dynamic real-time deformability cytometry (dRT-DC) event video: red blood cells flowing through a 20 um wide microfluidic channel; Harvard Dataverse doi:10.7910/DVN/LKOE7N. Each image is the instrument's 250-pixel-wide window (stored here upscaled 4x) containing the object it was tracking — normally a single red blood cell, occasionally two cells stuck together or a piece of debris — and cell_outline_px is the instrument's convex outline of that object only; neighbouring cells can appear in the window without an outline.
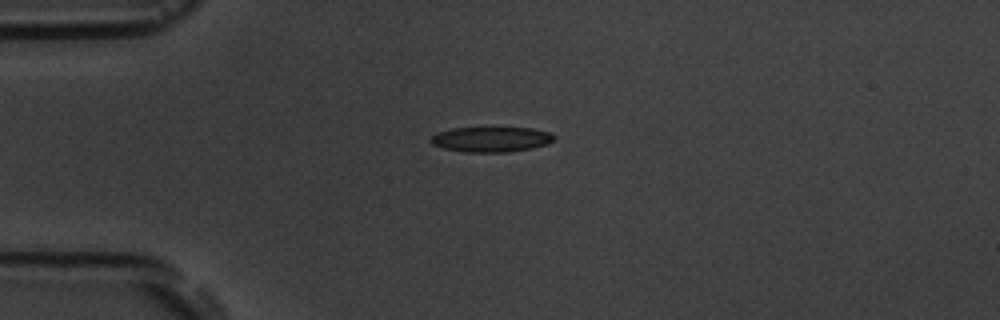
{"species": "common noctule bat (a hibernating species)", "species_latin": "Nyctalus noctula", "temperature_condition": "room temperature", "stored_images_in_passage": 9, "camera_frame_rate_fps": 3000, "um_per_image_px": 0.085, "animal": {"sex": "male", "body_mass_g": 19.5, "forearm_length_mm": 54.6}, "frame": {"image": 1, "passage_image": 3, "time_ms": 2.333, "image_size_px": [1000, 320], "cell_outline_px": [[556, 136], [548, 144], [532, 148], [508, 152], [464, 152], [444, 148], [432, 144], [428, 140], [436, 132], [452, 128], [532, 128], [548, 132]], "centroid_in_image_um": [41.72, 11.84], "position_along_channel_um": 43.3, "area_um2": 18.09}}
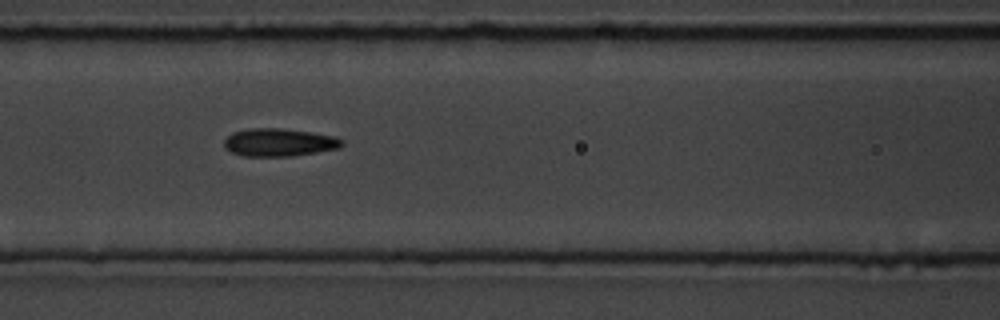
{"frame": {"image": 2, "passage_image": 6, "time_ms": 5.667, "image_size_px": [1000, 320], "cell_outline_px": [[344, 144], [340, 148], [292, 156], [244, 156], [232, 152], [224, 148], [224, 140], [232, 132], [248, 128], [280, 128], [312, 132], [336, 136], [344, 140]], "centroid_in_image_um": [23.74, 12.09], "position_along_channel_um": 142.9, "area_um2": 19.31}}
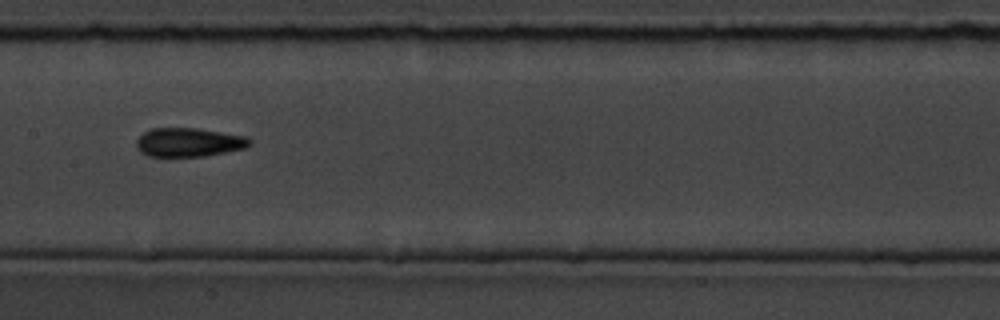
{"frame": {"image": 3, "passage_image": 7, "time_ms": 7.0, "image_size_px": [1000, 320], "cell_outline_px": [[252, 144], [244, 148], [204, 156], [148, 156], [140, 152], [136, 144], [136, 140], [144, 132], [152, 128], [196, 128], [248, 136], [252, 140]], "centroid_in_image_um": [16.06, 12.09], "position_along_channel_um": 191.3, "area_um2": 19.02}}